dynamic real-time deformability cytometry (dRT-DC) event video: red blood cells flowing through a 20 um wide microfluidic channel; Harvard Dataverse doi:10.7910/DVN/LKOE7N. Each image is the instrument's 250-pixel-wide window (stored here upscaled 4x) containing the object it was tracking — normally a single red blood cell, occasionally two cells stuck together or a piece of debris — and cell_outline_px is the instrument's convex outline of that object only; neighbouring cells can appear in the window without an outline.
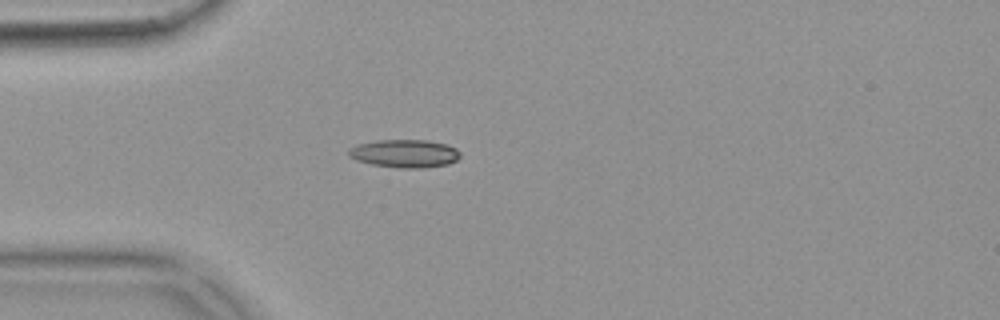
{"species": "common noctule bat (a hibernating species)", "species_latin": "Nyctalus noctula", "temperature_condition": "warm", "stored_images_in_passage": 51, "camera_frame_rate_fps": 3000, "um_per_image_px": 0.085, "animal": {"sex": "female", "body_mass_g": 18.4}, "frame": {"image": 1, "passage_image": 11, "time_ms": 3.333, "image_size_px": [1000, 320], "cell_outline_px": [[460, 156], [456, 160], [448, 164], [420, 168], [396, 168], [372, 164], [356, 160], [348, 156], [348, 148], [356, 144], [380, 140], [428, 140], [448, 144], [456, 148], [460, 152]], "centroid_in_image_um": [34.38, 13.04], "position_along_channel_um": 50.6, "area_um2": 18.38}}
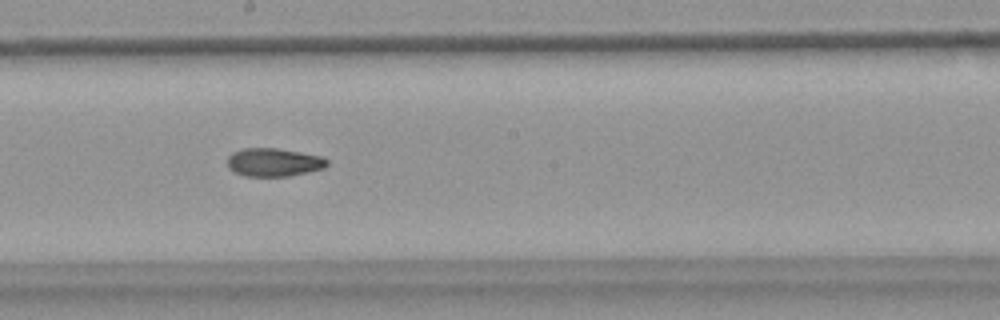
{"frame": {"image": 2, "passage_image": 26, "time_ms": 8.333, "image_size_px": [1000, 320], "cell_outline_px": [[328, 164], [324, 168], [308, 172], [288, 176], [244, 176], [228, 168], [228, 156], [232, 152], [244, 148], [276, 148], [300, 152], [320, 156], [328, 160]], "centroid_in_image_um": [23.26, 13.79], "position_along_channel_um": 224.9, "area_um2": 16.36}}
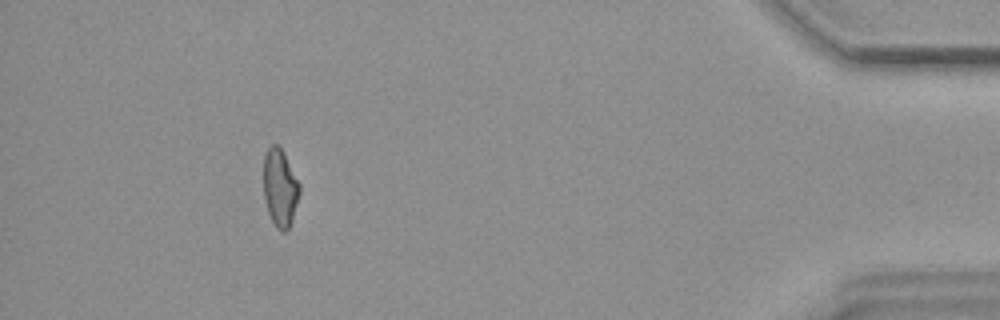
{"frame": {"image": 3, "passage_image": 46, "time_ms": 15.0, "image_size_px": [1000, 320], "cell_outline_px": [[300, 192], [292, 220], [288, 228], [284, 232], [276, 228], [268, 212], [264, 200], [264, 156], [268, 148], [272, 144], [280, 144], [300, 184]], "centroid_in_image_um": [23.8, 15.93], "position_along_channel_um": 411.4, "area_um2": 16.36}, "authors_computed_cell_mechanics": {"area_um2": 16.5886, "velocity_mm_per_s": 3.7056, "shape_relaxation_time_tau1_ms": null, "shape_relaxation_time_tau2_ms": 4.938, "deformation_change_tau1": null, "deformation_change_tau2": 0.1132}}